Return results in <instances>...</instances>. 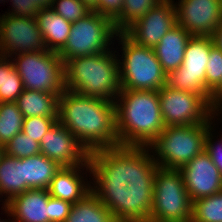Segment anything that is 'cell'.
I'll use <instances>...</instances> for the list:
<instances>
[{"label": "cell", "instance_id": "1", "mask_svg": "<svg viewBox=\"0 0 222 222\" xmlns=\"http://www.w3.org/2000/svg\"><path fill=\"white\" fill-rule=\"evenodd\" d=\"M151 154L149 147L121 145L89 153L92 193L116 222H149L158 168Z\"/></svg>", "mask_w": 222, "mask_h": 222}, {"label": "cell", "instance_id": "2", "mask_svg": "<svg viewBox=\"0 0 222 222\" xmlns=\"http://www.w3.org/2000/svg\"><path fill=\"white\" fill-rule=\"evenodd\" d=\"M58 121L91 153L119 146L115 101L65 90L58 99Z\"/></svg>", "mask_w": 222, "mask_h": 222}, {"label": "cell", "instance_id": "3", "mask_svg": "<svg viewBox=\"0 0 222 222\" xmlns=\"http://www.w3.org/2000/svg\"><path fill=\"white\" fill-rule=\"evenodd\" d=\"M115 117L121 146L149 147L165 128L158 91L122 89Z\"/></svg>", "mask_w": 222, "mask_h": 222}, {"label": "cell", "instance_id": "4", "mask_svg": "<svg viewBox=\"0 0 222 222\" xmlns=\"http://www.w3.org/2000/svg\"><path fill=\"white\" fill-rule=\"evenodd\" d=\"M107 51L68 59L64 63L65 87L85 96L115 101L121 88L119 58Z\"/></svg>", "mask_w": 222, "mask_h": 222}, {"label": "cell", "instance_id": "5", "mask_svg": "<svg viewBox=\"0 0 222 222\" xmlns=\"http://www.w3.org/2000/svg\"><path fill=\"white\" fill-rule=\"evenodd\" d=\"M212 125L165 126L149 146L155 163L160 168L180 170L205 150V137Z\"/></svg>", "mask_w": 222, "mask_h": 222}, {"label": "cell", "instance_id": "6", "mask_svg": "<svg viewBox=\"0 0 222 222\" xmlns=\"http://www.w3.org/2000/svg\"><path fill=\"white\" fill-rule=\"evenodd\" d=\"M117 37L123 51L118 61L121 88L158 91L165 86L167 74L154 49L134 43L124 33H118Z\"/></svg>", "mask_w": 222, "mask_h": 222}, {"label": "cell", "instance_id": "7", "mask_svg": "<svg viewBox=\"0 0 222 222\" xmlns=\"http://www.w3.org/2000/svg\"><path fill=\"white\" fill-rule=\"evenodd\" d=\"M153 193L149 222H190L192 201L180 170L158 167Z\"/></svg>", "mask_w": 222, "mask_h": 222}, {"label": "cell", "instance_id": "8", "mask_svg": "<svg viewBox=\"0 0 222 222\" xmlns=\"http://www.w3.org/2000/svg\"><path fill=\"white\" fill-rule=\"evenodd\" d=\"M114 21L98 12L72 23L65 45L57 52L65 63L68 59L105 53L118 35Z\"/></svg>", "mask_w": 222, "mask_h": 222}, {"label": "cell", "instance_id": "9", "mask_svg": "<svg viewBox=\"0 0 222 222\" xmlns=\"http://www.w3.org/2000/svg\"><path fill=\"white\" fill-rule=\"evenodd\" d=\"M14 57L12 62L25 89L59 96L66 90L64 62L57 52L42 50Z\"/></svg>", "mask_w": 222, "mask_h": 222}, {"label": "cell", "instance_id": "10", "mask_svg": "<svg viewBox=\"0 0 222 222\" xmlns=\"http://www.w3.org/2000/svg\"><path fill=\"white\" fill-rule=\"evenodd\" d=\"M212 36H191L187 42L182 65L166 76L168 87L202 95L218 112H222L206 90V65L210 49L214 46Z\"/></svg>", "mask_w": 222, "mask_h": 222}, {"label": "cell", "instance_id": "11", "mask_svg": "<svg viewBox=\"0 0 222 222\" xmlns=\"http://www.w3.org/2000/svg\"><path fill=\"white\" fill-rule=\"evenodd\" d=\"M165 126L213 124L218 112L202 95L168 87L158 90Z\"/></svg>", "mask_w": 222, "mask_h": 222}, {"label": "cell", "instance_id": "12", "mask_svg": "<svg viewBox=\"0 0 222 222\" xmlns=\"http://www.w3.org/2000/svg\"><path fill=\"white\" fill-rule=\"evenodd\" d=\"M42 50L47 48L36 17L5 13L0 17V55L13 58L14 55Z\"/></svg>", "mask_w": 222, "mask_h": 222}, {"label": "cell", "instance_id": "13", "mask_svg": "<svg viewBox=\"0 0 222 222\" xmlns=\"http://www.w3.org/2000/svg\"><path fill=\"white\" fill-rule=\"evenodd\" d=\"M176 24L174 0H161L123 33L134 43L154 49Z\"/></svg>", "mask_w": 222, "mask_h": 222}, {"label": "cell", "instance_id": "14", "mask_svg": "<svg viewBox=\"0 0 222 222\" xmlns=\"http://www.w3.org/2000/svg\"><path fill=\"white\" fill-rule=\"evenodd\" d=\"M177 24L191 36H213L222 22V0H178Z\"/></svg>", "mask_w": 222, "mask_h": 222}, {"label": "cell", "instance_id": "15", "mask_svg": "<svg viewBox=\"0 0 222 222\" xmlns=\"http://www.w3.org/2000/svg\"><path fill=\"white\" fill-rule=\"evenodd\" d=\"M40 151L62 167L83 166L89 160L88 151L59 121L42 137Z\"/></svg>", "mask_w": 222, "mask_h": 222}, {"label": "cell", "instance_id": "16", "mask_svg": "<svg viewBox=\"0 0 222 222\" xmlns=\"http://www.w3.org/2000/svg\"><path fill=\"white\" fill-rule=\"evenodd\" d=\"M180 171L191 201L222 191V175L205 151L195 156Z\"/></svg>", "mask_w": 222, "mask_h": 222}, {"label": "cell", "instance_id": "17", "mask_svg": "<svg viewBox=\"0 0 222 222\" xmlns=\"http://www.w3.org/2000/svg\"><path fill=\"white\" fill-rule=\"evenodd\" d=\"M85 168L86 171L91 174L89 160L83 166L61 167V169L54 175V178L47 189L49 195L53 198L68 201L71 204L83 200L92 192L91 182L89 183L87 178H83L82 171H84Z\"/></svg>", "mask_w": 222, "mask_h": 222}, {"label": "cell", "instance_id": "18", "mask_svg": "<svg viewBox=\"0 0 222 222\" xmlns=\"http://www.w3.org/2000/svg\"><path fill=\"white\" fill-rule=\"evenodd\" d=\"M48 197L47 189H28L1 208L17 222H49Z\"/></svg>", "mask_w": 222, "mask_h": 222}, {"label": "cell", "instance_id": "19", "mask_svg": "<svg viewBox=\"0 0 222 222\" xmlns=\"http://www.w3.org/2000/svg\"><path fill=\"white\" fill-rule=\"evenodd\" d=\"M190 37L191 35L183 27L176 24L154 47L156 57L166 74L175 71L182 65Z\"/></svg>", "mask_w": 222, "mask_h": 222}, {"label": "cell", "instance_id": "20", "mask_svg": "<svg viewBox=\"0 0 222 222\" xmlns=\"http://www.w3.org/2000/svg\"><path fill=\"white\" fill-rule=\"evenodd\" d=\"M36 18L47 50L58 52L70 35L72 23L58 15L51 7L40 9Z\"/></svg>", "mask_w": 222, "mask_h": 222}, {"label": "cell", "instance_id": "21", "mask_svg": "<svg viewBox=\"0 0 222 222\" xmlns=\"http://www.w3.org/2000/svg\"><path fill=\"white\" fill-rule=\"evenodd\" d=\"M57 93L41 92L25 89L18 96L16 104L24 118L28 117H51L58 118Z\"/></svg>", "mask_w": 222, "mask_h": 222}, {"label": "cell", "instance_id": "22", "mask_svg": "<svg viewBox=\"0 0 222 222\" xmlns=\"http://www.w3.org/2000/svg\"><path fill=\"white\" fill-rule=\"evenodd\" d=\"M61 167L42 153L24 158V192L28 189H48Z\"/></svg>", "mask_w": 222, "mask_h": 222}, {"label": "cell", "instance_id": "23", "mask_svg": "<svg viewBox=\"0 0 222 222\" xmlns=\"http://www.w3.org/2000/svg\"><path fill=\"white\" fill-rule=\"evenodd\" d=\"M24 192V158H15L4 153L0 159V195L2 205Z\"/></svg>", "mask_w": 222, "mask_h": 222}, {"label": "cell", "instance_id": "24", "mask_svg": "<svg viewBox=\"0 0 222 222\" xmlns=\"http://www.w3.org/2000/svg\"><path fill=\"white\" fill-rule=\"evenodd\" d=\"M65 222H116L113 214L91 192L83 200L72 204Z\"/></svg>", "mask_w": 222, "mask_h": 222}, {"label": "cell", "instance_id": "25", "mask_svg": "<svg viewBox=\"0 0 222 222\" xmlns=\"http://www.w3.org/2000/svg\"><path fill=\"white\" fill-rule=\"evenodd\" d=\"M11 59L0 55V103L16 102L24 90L22 79Z\"/></svg>", "mask_w": 222, "mask_h": 222}, {"label": "cell", "instance_id": "26", "mask_svg": "<svg viewBox=\"0 0 222 222\" xmlns=\"http://www.w3.org/2000/svg\"><path fill=\"white\" fill-rule=\"evenodd\" d=\"M24 116L16 102L0 103V145L7 144L22 131Z\"/></svg>", "mask_w": 222, "mask_h": 222}, {"label": "cell", "instance_id": "27", "mask_svg": "<svg viewBox=\"0 0 222 222\" xmlns=\"http://www.w3.org/2000/svg\"><path fill=\"white\" fill-rule=\"evenodd\" d=\"M222 50L214 45L210 49L206 65V90L211 94L212 102L221 110Z\"/></svg>", "mask_w": 222, "mask_h": 222}, {"label": "cell", "instance_id": "28", "mask_svg": "<svg viewBox=\"0 0 222 222\" xmlns=\"http://www.w3.org/2000/svg\"><path fill=\"white\" fill-rule=\"evenodd\" d=\"M190 222H222V191L192 201Z\"/></svg>", "mask_w": 222, "mask_h": 222}, {"label": "cell", "instance_id": "29", "mask_svg": "<svg viewBox=\"0 0 222 222\" xmlns=\"http://www.w3.org/2000/svg\"><path fill=\"white\" fill-rule=\"evenodd\" d=\"M161 0H123V9L113 20L119 33H123L130 25L142 18Z\"/></svg>", "mask_w": 222, "mask_h": 222}, {"label": "cell", "instance_id": "30", "mask_svg": "<svg viewBox=\"0 0 222 222\" xmlns=\"http://www.w3.org/2000/svg\"><path fill=\"white\" fill-rule=\"evenodd\" d=\"M3 147L4 153L15 158H26L41 153L40 143L24 134L22 131L17 133Z\"/></svg>", "mask_w": 222, "mask_h": 222}, {"label": "cell", "instance_id": "31", "mask_svg": "<svg viewBox=\"0 0 222 222\" xmlns=\"http://www.w3.org/2000/svg\"><path fill=\"white\" fill-rule=\"evenodd\" d=\"M51 8L71 23L85 18L91 13V10L81 0H53Z\"/></svg>", "mask_w": 222, "mask_h": 222}, {"label": "cell", "instance_id": "32", "mask_svg": "<svg viewBox=\"0 0 222 222\" xmlns=\"http://www.w3.org/2000/svg\"><path fill=\"white\" fill-rule=\"evenodd\" d=\"M58 121L51 117H28L24 118L22 132L38 143L48 130Z\"/></svg>", "mask_w": 222, "mask_h": 222}, {"label": "cell", "instance_id": "33", "mask_svg": "<svg viewBox=\"0 0 222 222\" xmlns=\"http://www.w3.org/2000/svg\"><path fill=\"white\" fill-rule=\"evenodd\" d=\"M47 207H49V222H65L72 204L49 195Z\"/></svg>", "mask_w": 222, "mask_h": 222}, {"label": "cell", "instance_id": "34", "mask_svg": "<svg viewBox=\"0 0 222 222\" xmlns=\"http://www.w3.org/2000/svg\"><path fill=\"white\" fill-rule=\"evenodd\" d=\"M214 125L207 131L205 137V152L211 157L215 166L219 169L222 175V137H220V141L217 142L213 138L212 130L214 131ZM215 141V142H214Z\"/></svg>", "mask_w": 222, "mask_h": 222}, {"label": "cell", "instance_id": "35", "mask_svg": "<svg viewBox=\"0 0 222 222\" xmlns=\"http://www.w3.org/2000/svg\"><path fill=\"white\" fill-rule=\"evenodd\" d=\"M10 2H12V11L5 12L6 14L17 17L34 18L37 17L38 12L40 11L35 3H32V0H10Z\"/></svg>", "mask_w": 222, "mask_h": 222}, {"label": "cell", "instance_id": "36", "mask_svg": "<svg viewBox=\"0 0 222 222\" xmlns=\"http://www.w3.org/2000/svg\"><path fill=\"white\" fill-rule=\"evenodd\" d=\"M123 9V0H98V13L114 20Z\"/></svg>", "mask_w": 222, "mask_h": 222}, {"label": "cell", "instance_id": "37", "mask_svg": "<svg viewBox=\"0 0 222 222\" xmlns=\"http://www.w3.org/2000/svg\"><path fill=\"white\" fill-rule=\"evenodd\" d=\"M214 40V44L222 50V22L216 28L214 35L212 36Z\"/></svg>", "mask_w": 222, "mask_h": 222}, {"label": "cell", "instance_id": "38", "mask_svg": "<svg viewBox=\"0 0 222 222\" xmlns=\"http://www.w3.org/2000/svg\"><path fill=\"white\" fill-rule=\"evenodd\" d=\"M53 0H32L39 9L50 8Z\"/></svg>", "mask_w": 222, "mask_h": 222}, {"label": "cell", "instance_id": "39", "mask_svg": "<svg viewBox=\"0 0 222 222\" xmlns=\"http://www.w3.org/2000/svg\"><path fill=\"white\" fill-rule=\"evenodd\" d=\"M91 12H98V0H81Z\"/></svg>", "mask_w": 222, "mask_h": 222}, {"label": "cell", "instance_id": "40", "mask_svg": "<svg viewBox=\"0 0 222 222\" xmlns=\"http://www.w3.org/2000/svg\"><path fill=\"white\" fill-rule=\"evenodd\" d=\"M3 154H4V147L0 145V159Z\"/></svg>", "mask_w": 222, "mask_h": 222}, {"label": "cell", "instance_id": "41", "mask_svg": "<svg viewBox=\"0 0 222 222\" xmlns=\"http://www.w3.org/2000/svg\"><path fill=\"white\" fill-rule=\"evenodd\" d=\"M8 220H9V221H8ZM8 220H5V221H4V219H3V220L0 219V222H17L14 218H12L13 221H10L11 219H8Z\"/></svg>", "mask_w": 222, "mask_h": 222}, {"label": "cell", "instance_id": "42", "mask_svg": "<svg viewBox=\"0 0 222 222\" xmlns=\"http://www.w3.org/2000/svg\"><path fill=\"white\" fill-rule=\"evenodd\" d=\"M221 111H222V81H221Z\"/></svg>", "mask_w": 222, "mask_h": 222}]
</instances>
